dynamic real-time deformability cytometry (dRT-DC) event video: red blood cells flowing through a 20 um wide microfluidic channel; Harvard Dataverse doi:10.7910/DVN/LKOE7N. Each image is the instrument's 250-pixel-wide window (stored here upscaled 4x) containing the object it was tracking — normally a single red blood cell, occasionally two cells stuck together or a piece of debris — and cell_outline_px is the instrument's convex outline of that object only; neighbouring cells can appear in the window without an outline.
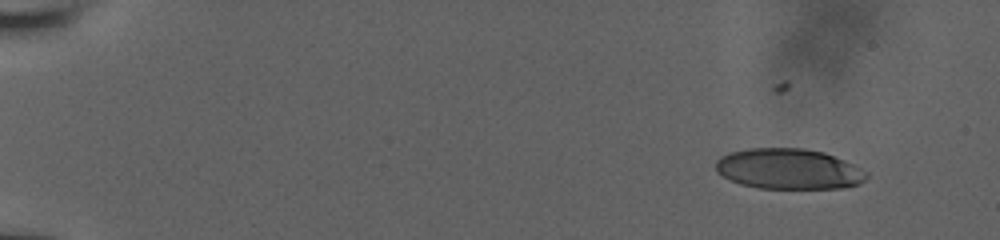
{"species": "human", "species_latin": "Homo sapiens", "temperature_condition": "room temperature", "stored_images_in_passage": 73, "camera_frame_rate_fps": 3000, "um_per_image_px": 0.085, "donor": {"sex": "male"}, "frame": {"image": 1, "passage_image": 1, "time_ms": 0.0, "image_size_px": [1000, 240], "cell_outline_px": [[868, 176], [864, 180], [856, 184], [840, 188], [760, 188], [740, 184], [716, 172], [716, 160], [720, 156], [728, 152], [748, 148], [804, 148], [824, 152], [844, 160], [868, 172]], "centroid_in_image_um": [67.01, 14.35], "position_along_channel_um": 18.0, "area_um2": 35.55}}
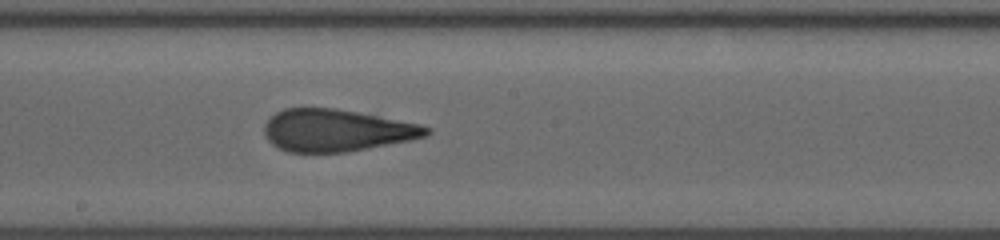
{"frame": {"image": 2, "passage_image": 40, "time_ms": 9.333, "image_size_px": [1000, 240], "cell_outline_px": [[432, 132], [428, 136], [348, 152], [288, 152], [272, 144], [268, 140], [264, 132], [264, 124], [276, 112], [284, 108], [336, 108], [420, 124], [432, 128]], "centroid_in_image_um": [28.6, 11.08], "position_along_channel_um": 219.6, "area_um2": 39.65}}
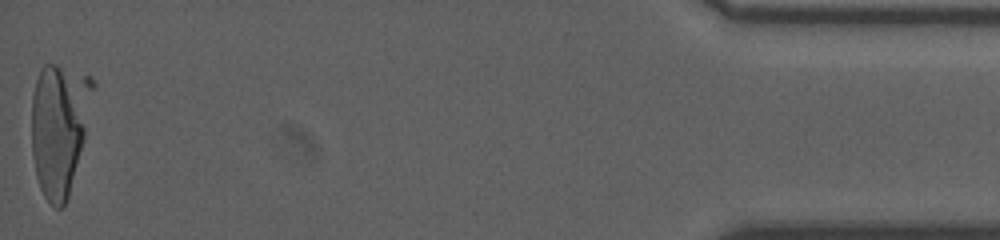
{"frame": {"image": 3, "passage_image": 73, "time_ms": 17.0, "image_size_px": [1000, 240], "cell_outline_px": [[84, 140], [68, 196], [64, 204], [60, 208], [56, 208], [44, 196], [40, 188], [36, 176], [32, 152], [32, 96], [36, 80], [40, 68], [44, 64], [56, 64], [60, 68], [68, 84], [84, 128]], "centroid_in_image_um": [4.69, 11.42], "position_along_channel_um": 430.5, "area_um2": 39.54}}